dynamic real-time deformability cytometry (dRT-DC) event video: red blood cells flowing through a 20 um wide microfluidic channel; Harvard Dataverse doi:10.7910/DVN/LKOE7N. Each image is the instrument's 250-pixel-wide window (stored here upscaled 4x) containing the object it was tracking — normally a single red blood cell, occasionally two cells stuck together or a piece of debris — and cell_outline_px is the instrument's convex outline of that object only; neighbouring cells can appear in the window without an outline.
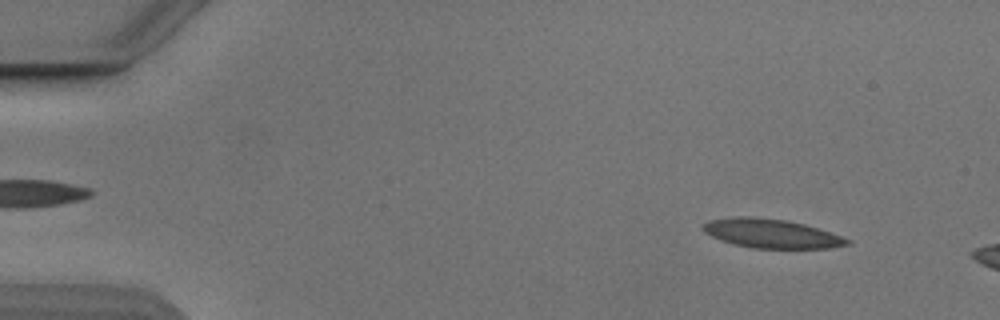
{"species": "Egyptian fruit bat (a non-hibernating species)", "species_latin": "Rousettus aegyptiacus", "temperature_condition": "cold", "stored_images_in_passage": 9, "camera_frame_rate_fps": 3000, "um_per_image_px": 0.085, "animal": {"sex": "male"}, "frame": {"image": 1, "passage_image": 4, "time_ms": 1.0, "image_size_px": [1000, 320], "cell_outline_px": [[852, 244], [832, 248], [752, 248], [720, 240], [704, 232], [700, 228], [708, 220], [732, 216], [752, 216], [788, 220], [804, 224], [852, 240]], "centroid_in_image_um": [65.54, 19.84], "position_along_channel_um": 19.5, "area_um2": 24.45}}